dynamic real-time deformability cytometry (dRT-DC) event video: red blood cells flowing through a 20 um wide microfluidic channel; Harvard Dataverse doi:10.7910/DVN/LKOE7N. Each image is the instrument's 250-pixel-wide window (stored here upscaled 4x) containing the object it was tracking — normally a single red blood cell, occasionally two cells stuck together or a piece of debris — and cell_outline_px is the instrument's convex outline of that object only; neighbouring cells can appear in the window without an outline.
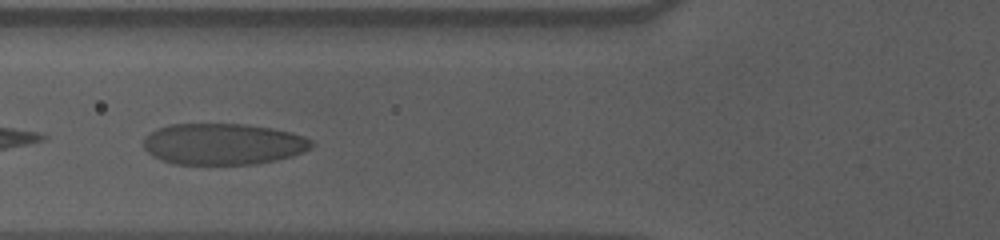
{"species": "human", "species_latin": "Homo sapiens", "temperature_condition": "cold", "stored_images_in_passage": 37, "camera_frame_rate_fps": 3000, "um_per_image_px": 0.085, "donor": {"sex": "male"}, "frame": {"image": 1, "passage_image": 4, "time_ms": 1.0, "image_size_px": [1000, 240], "cell_outline_px": [[312, 148], [304, 152], [292, 156], [276, 160], [256, 164], [172, 164], [160, 160], [152, 156], [144, 148], [144, 140], [156, 128], [172, 124], [248, 124], [272, 128], [304, 136], [312, 140]], "centroid_in_image_um": [18.97, 12.25], "position_along_channel_um": 106.8, "area_um2": 40.58}}
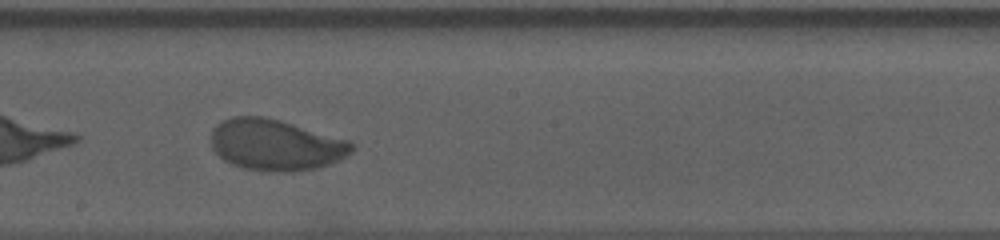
{"frame": {"image": 2, "passage_image": 14, "time_ms": 4.333, "image_size_px": [1000, 240], "cell_outline_px": [[352, 152], [328, 164], [316, 168], [288, 172], [276, 172], [244, 168], [232, 164], [224, 160], [212, 148], [212, 128], [216, 124], [232, 116], [264, 116], [280, 120], [348, 140], [352, 144]], "centroid_in_image_um": [23.39, 12.3], "position_along_channel_um": 224.8, "area_um2": 41.56}}
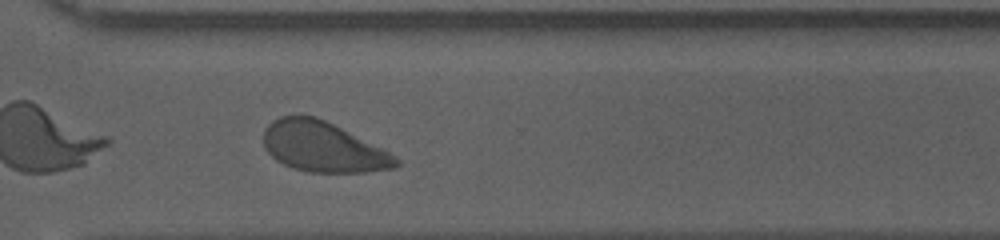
{"frame": {"image": 3, "passage_image": 24, "time_ms": 7.667, "image_size_px": [1000, 240], "cell_outline_px": [[400, 164], [396, 168], [364, 172], [308, 172], [292, 168], [276, 160], [264, 148], [264, 128], [272, 120], [280, 116], [316, 116], [384, 148], [396, 156], [400, 160]], "centroid_in_image_um": [27.48, 12.49], "position_along_channel_um": 343.1, "area_um2": 38.9}, "authors_computed_cell_mechanics": {"area_um2": 40.5756, "velocity_mm_per_s": 3.5483, "shape_relaxation_time_tau1_ms": 3.2878, "shape_relaxation_time_tau2_ms": null, "deformation_change_tau1": 0.1526, "deformation_change_tau2": null}}